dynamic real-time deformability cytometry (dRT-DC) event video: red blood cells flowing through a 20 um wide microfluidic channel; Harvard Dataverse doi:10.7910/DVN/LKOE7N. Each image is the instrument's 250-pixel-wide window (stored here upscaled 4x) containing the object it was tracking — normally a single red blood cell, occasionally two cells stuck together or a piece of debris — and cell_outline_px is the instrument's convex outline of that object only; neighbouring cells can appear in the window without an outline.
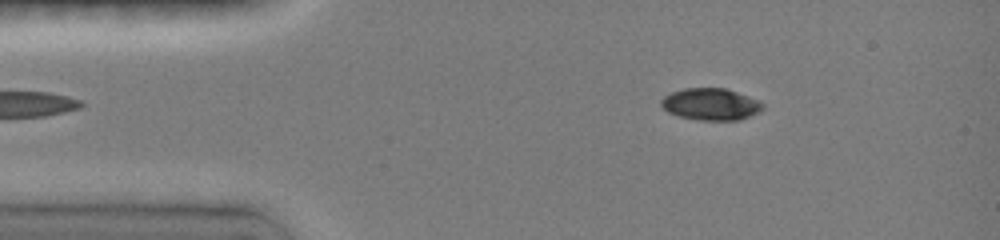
{"species": "common noctule bat (a hibernating species)", "species_latin": "Nyctalus noctula", "temperature_condition": "room temperature", "stored_images_in_passage": 6, "camera_frame_rate_fps": 3000, "um_per_image_px": 0.085, "animal": {"sex": "female", "body_mass_g": 19.0, "forearm_length_mm": 51.5}, "frame": {"image": 1, "passage_image": 1, "time_ms": 0.0, "image_size_px": [1000, 240], "cell_outline_px": [[764, 108], [740, 120], [696, 120], [680, 116], [668, 112], [660, 104], [660, 100], [664, 96], [672, 92], [684, 88], [724, 88], [748, 96], [764, 104]], "centroid_in_image_um": [60.38, 8.86], "position_along_channel_um": 24.6, "area_um2": 18.67}}
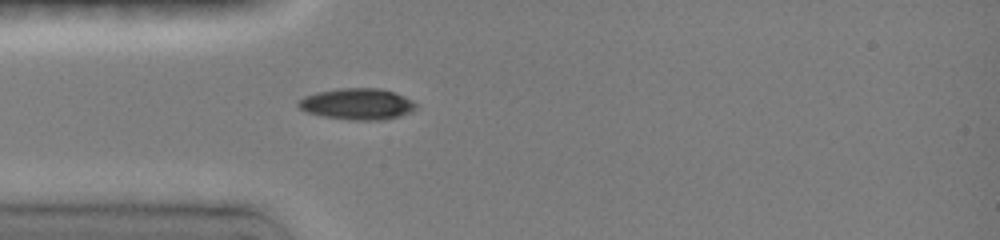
{"frame": {"image": 2, "passage_image": 4, "time_ms": 2.0, "image_size_px": [1000, 240], "cell_outline_px": [[416, 108], [412, 112], [400, 116], [384, 120], [348, 120], [320, 116], [308, 112], [300, 108], [296, 104], [304, 96], [320, 92], [344, 88], [380, 88], [404, 96], [412, 100], [416, 104]], "centroid_in_image_um": [30.39, 8.86], "position_along_channel_um": 54.6, "area_um2": 21.39}}